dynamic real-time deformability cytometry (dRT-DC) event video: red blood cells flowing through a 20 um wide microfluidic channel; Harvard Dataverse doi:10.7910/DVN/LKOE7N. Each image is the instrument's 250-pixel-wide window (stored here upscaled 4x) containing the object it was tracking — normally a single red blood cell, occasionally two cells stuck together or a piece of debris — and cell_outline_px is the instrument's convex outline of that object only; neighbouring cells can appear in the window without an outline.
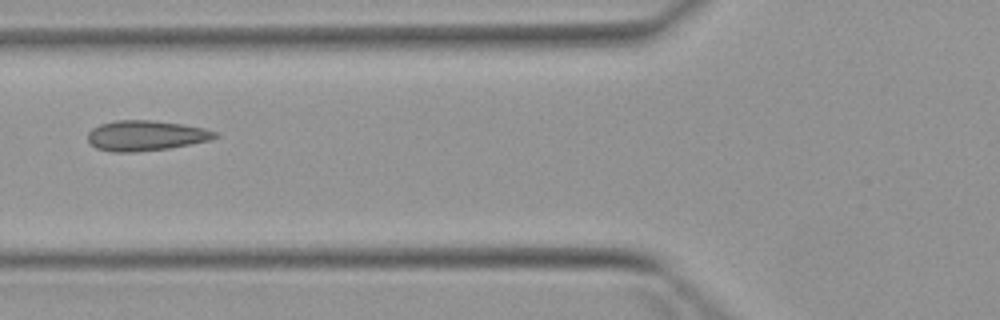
{"species": "Egyptian fruit bat (a non-hibernating species)", "species_latin": "Rousettus aegyptiacus", "temperature_condition": "warm", "stored_images_in_passage": 2, "camera_frame_rate_fps": 3000, "um_per_image_px": 0.085, "animal": {"sex": "female"}, "frame": {"image": 1, "passage_image": 2, "time_ms": 1.333, "image_size_px": [1000, 320], "cell_outline_px": [[220, 136], [208, 140], [168, 148], [132, 152], [112, 152], [96, 148], [88, 140], [88, 132], [92, 128], [100, 124], [116, 120], [152, 120], [184, 124], [204, 128], [216, 132]], "centroid_in_image_um": [12.37, 11.51], "position_along_channel_um": 113.4, "area_um2": 22.31}}